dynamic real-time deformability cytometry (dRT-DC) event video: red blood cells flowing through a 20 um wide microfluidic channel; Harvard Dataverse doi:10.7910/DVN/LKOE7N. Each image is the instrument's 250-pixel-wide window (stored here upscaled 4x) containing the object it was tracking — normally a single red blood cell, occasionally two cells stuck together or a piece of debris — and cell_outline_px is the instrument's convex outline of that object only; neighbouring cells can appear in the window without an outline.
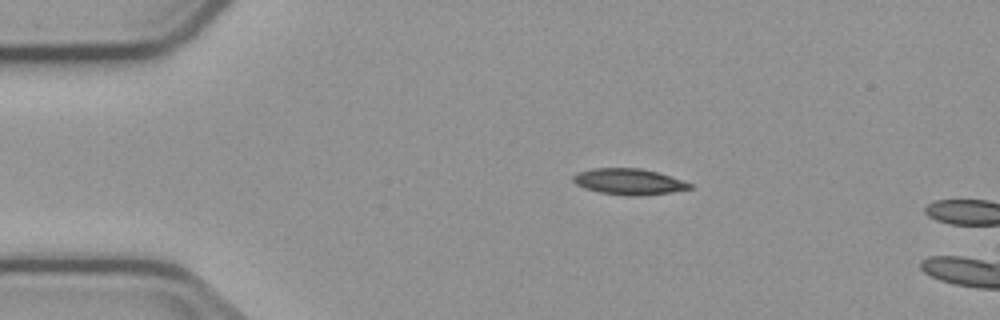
{"species": "common noctule bat (a hibernating species)", "species_latin": "Nyctalus noctula", "temperature_condition": "cold", "stored_images_in_passage": 12, "camera_frame_rate_fps": 3000, "um_per_image_px": 0.085, "animal": {"sex": "male", "body_mass_g": 23.1, "forearm_length_mm": 52.7}, "frame": {"image": 1, "passage_image": 9, "time_ms": 2.667, "image_size_px": [1000, 320], "cell_outline_px": [[692, 188], [672, 192], [640, 196], [632, 196], [600, 192], [584, 188], [576, 184], [572, 180], [572, 176], [576, 172], [592, 168], [640, 168], [656, 172], [692, 184]], "centroid_in_image_um": [53.4, 15.44], "position_along_channel_um": 31.6, "area_um2": 17.57}}